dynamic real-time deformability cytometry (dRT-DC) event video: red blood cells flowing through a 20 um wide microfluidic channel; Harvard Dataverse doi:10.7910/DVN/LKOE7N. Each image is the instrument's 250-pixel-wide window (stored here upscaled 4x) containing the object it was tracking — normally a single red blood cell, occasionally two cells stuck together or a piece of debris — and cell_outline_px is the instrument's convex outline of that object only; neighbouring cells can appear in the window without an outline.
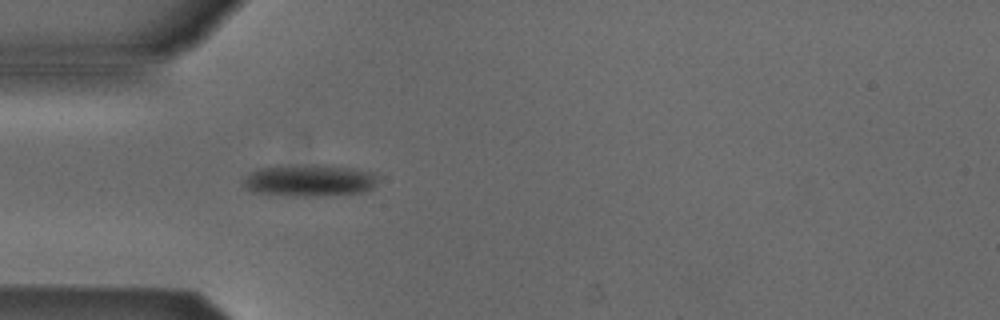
{"species": "Egyptian fruit bat (a non-hibernating species)", "species_latin": "Rousettus aegyptiacus", "temperature_condition": "cold", "stored_images_in_passage": 3, "camera_frame_rate_fps": 3000, "um_per_image_px": 0.085, "animal": {"sex": "male"}, "frame": {"image": 1, "passage_image": 3, "time_ms": 0.667, "image_size_px": [1000, 320], "cell_outline_px": [[380, 180], [372, 188], [360, 192], [320, 196], [296, 196], [252, 192], [244, 188], [244, 180], [252, 172], [260, 168], [324, 164], [352, 168], [372, 172]], "centroid_in_image_um": [26.35, 15.34], "position_along_channel_um": 58.7, "area_um2": 24.74}}